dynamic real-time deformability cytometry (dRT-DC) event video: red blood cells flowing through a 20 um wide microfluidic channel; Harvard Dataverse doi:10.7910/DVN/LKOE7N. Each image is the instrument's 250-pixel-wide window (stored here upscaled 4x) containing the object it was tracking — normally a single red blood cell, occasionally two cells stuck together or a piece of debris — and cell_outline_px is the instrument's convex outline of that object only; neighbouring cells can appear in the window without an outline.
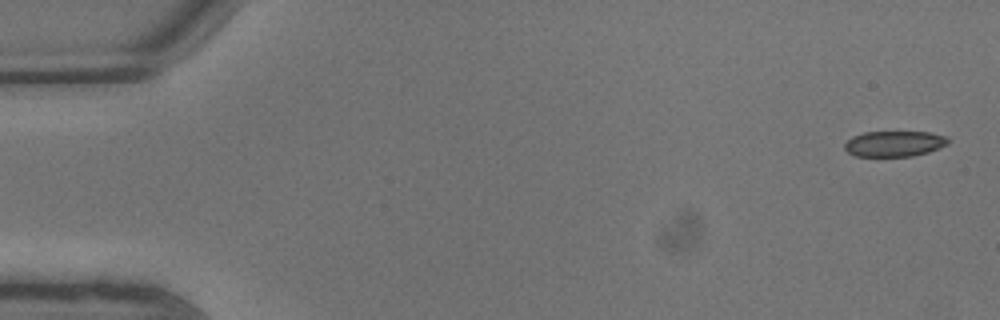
{"species": "common noctule bat (a hibernating species)", "species_latin": "Nyctalus noctula", "temperature_condition": "warm", "stored_images_in_passage": 10, "camera_frame_rate_fps": 3000, "um_per_image_px": 0.085, "animal": {"sex": "male", "body_mass_g": 13.3}, "frame": {"image": 1, "passage_image": 1, "time_ms": 0.0, "image_size_px": [1000, 320], "cell_outline_px": [[948, 144], [928, 152], [912, 156], [856, 156], [848, 152], [844, 148], [844, 144], [852, 136], [864, 132], [928, 132], [948, 136]], "centroid_in_image_um": [76.01, 12.21], "position_along_channel_um": 9.0, "area_um2": 15.43}}
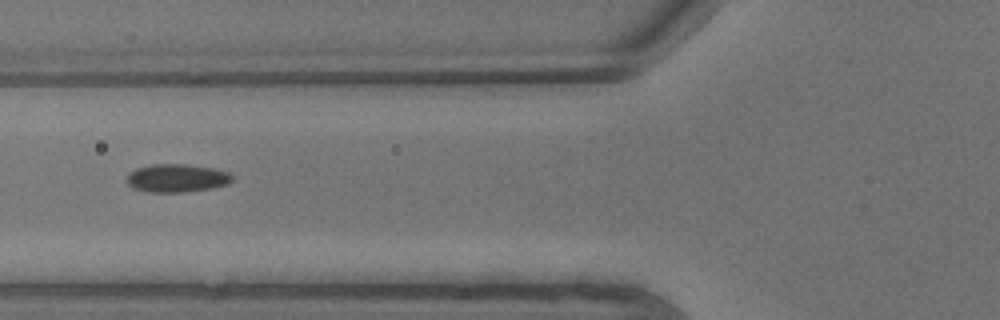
{"frame": {"image": 2, "passage_image": 8, "time_ms": 2.333, "image_size_px": [1000, 320], "cell_outline_px": [[232, 180], [228, 184], [212, 188], [184, 192], [148, 192], [132, 188], [124, 180], [128, 172], [136, 168], [152, 164], [184, 164], [212, 168], [228, 172], [232, 176]], "centroid_in_image_um": [14.96, 15.14], "position_along_channel_um": 110.8, "area_um2": 17.46}}
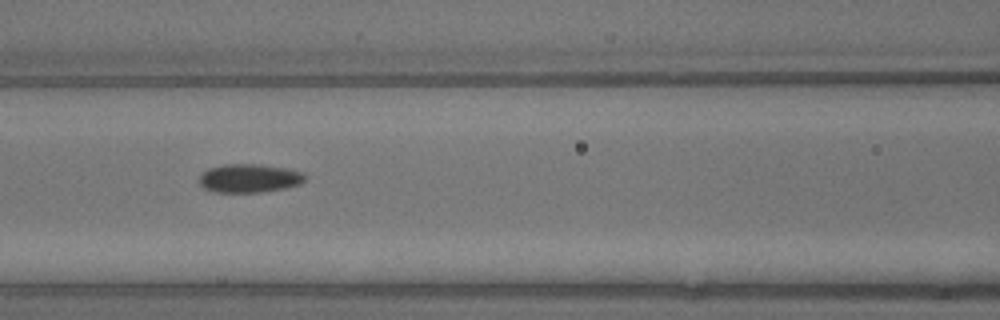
{"frame": {"image": 3, "passage_image": 9, "time_ms": 2.667, "image_size_px": [1000, 320], "cell_outline_px": [[308, 176], [300, 184], [284, 188], [260, 192], [216, 192], [204, 188], [200, 184], [200, 176], [208, 168], [224, 164], [260, 164], [284, 168], [304, 172]], "centroid_in_image_um": [21.21, 15.14], "position_along_channel_um": 145.4, "area_um2": 17.57}}